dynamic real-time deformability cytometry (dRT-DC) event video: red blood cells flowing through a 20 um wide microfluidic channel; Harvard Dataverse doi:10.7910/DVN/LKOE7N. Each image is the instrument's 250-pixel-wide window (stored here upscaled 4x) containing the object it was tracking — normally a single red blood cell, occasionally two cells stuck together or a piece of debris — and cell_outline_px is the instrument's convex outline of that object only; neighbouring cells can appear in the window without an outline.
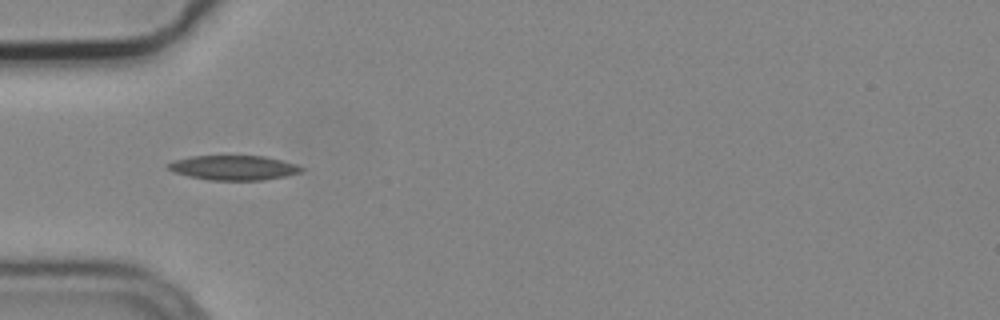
{"species": "common noctule bat (a hibernating species)", "species_latin": "Nyctalus noctula", "temperature_condition": "cold", "stored_images_in_passage": 6, "camera_frame_rate_fps": 3000, "um_per_image_px": 0.085, "animal": {"sex": "male", "body_mass_g": 19.2, "forearm_length_mm": 51.8}, "frame": {"image": 1, "passage_image": 4, "time_ms": 1.0, "image_size_px": [1000, 320], "cell_outline_px": [[304, 168], [300, 172], [288, 176], [264, 180], [208, 180], [188, 176], [176, 172], [168, 168], [168, 164], [172, 160], [192, 156], [264, 156], [296, 164]], "centroid_in_image_um": [19.87, 14.26], "position_along_channel_um": 65.1, "area_um2": 19.07}}
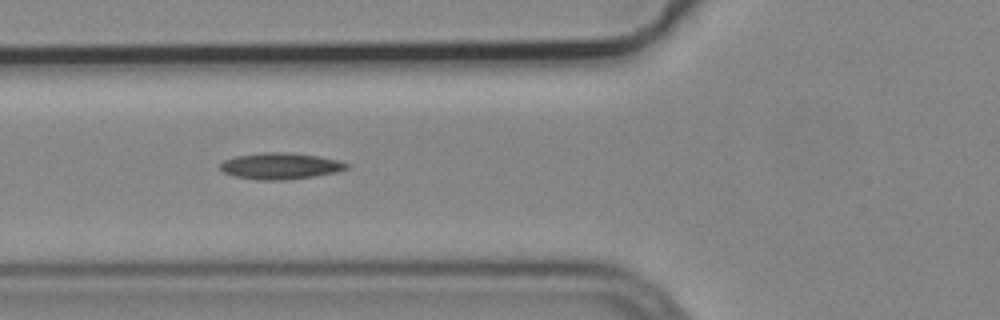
{"frame": {"image": 2, "passage_image": 5, "time_ms": 1.333, "image_size_px": [1000, 320], "cell_outline_px": [[348, 168], [336, 172], [312, 176], [284, 180], [256, 180], [236, 176], [224, 172], [220, 168], [220, 164], [224, 160], [236, 156], [260, 152], [284, 152], [316, 156], [336, 160], [348, 164]], "centroid_in_image_um": [23.78, 14.11], "position_along_channel_um": 102.0, "area_um2": 19.13}}
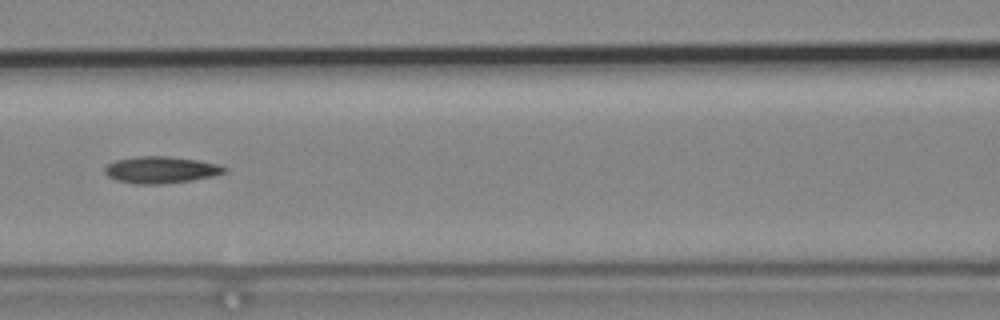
{"frame": {"image": 3, "passage_image": 6, "time_ms": 1.667, "image_size_px": [1000, 320], "cell_outline_px": [[228, 168], [224, 172], [212, 176], [192, 180], [160, 184], [136, 184], [116, 180], [108, 176], [104, 172], [104, 168], [108, 164], [116, 160], [136, 156], [168, 156], [196, 160], [220, 164]], "centroid_in_image_um": [13.66, 14.43], "position_along_channel_um": 152.9, "area_um2": 18.61}}